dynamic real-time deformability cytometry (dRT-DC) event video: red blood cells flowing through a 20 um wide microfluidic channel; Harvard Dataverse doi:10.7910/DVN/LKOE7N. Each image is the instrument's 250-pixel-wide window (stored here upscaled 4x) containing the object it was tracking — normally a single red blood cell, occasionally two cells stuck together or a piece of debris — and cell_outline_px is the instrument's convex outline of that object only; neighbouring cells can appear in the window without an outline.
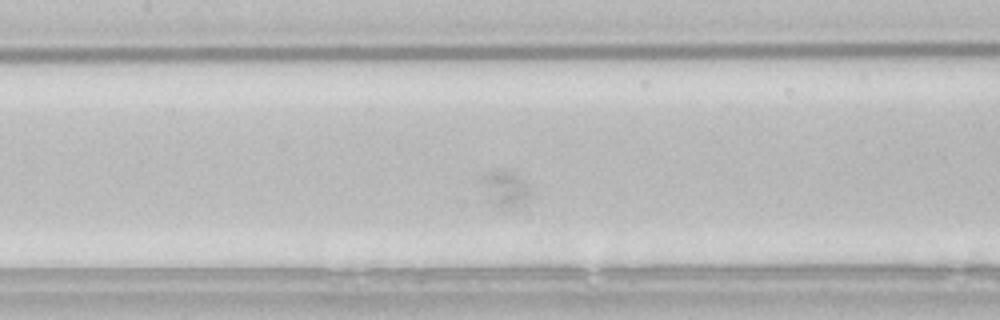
{"species": "common noctule bat (a hibernating species)", "species_latin": "Nyctalus noctula", "temperature_condition": "room temperature", "stored_images_in_passage": 94, "camera_frame_rate_fps": 3000, "um_per_image_px": 0.085, "animal": {"sex": "male", "body_mass_g": 21.5, "forearm_length_mm": 52.0}, "frame": {"image": 1, "passage_image": 51, "time_ms": 16.667, "image_size_px": [1000, 320], "cell_outline_px": [[532, 196], [528, 204], [504, 212], [496, 204], [480, 180], [480, 176], [496, 168], [512, 172], [528, 188]], "centroid_in_image_um": [43.01, 16.09], "position_along_channel_um": 164.4, "area_um2": 10.17}}